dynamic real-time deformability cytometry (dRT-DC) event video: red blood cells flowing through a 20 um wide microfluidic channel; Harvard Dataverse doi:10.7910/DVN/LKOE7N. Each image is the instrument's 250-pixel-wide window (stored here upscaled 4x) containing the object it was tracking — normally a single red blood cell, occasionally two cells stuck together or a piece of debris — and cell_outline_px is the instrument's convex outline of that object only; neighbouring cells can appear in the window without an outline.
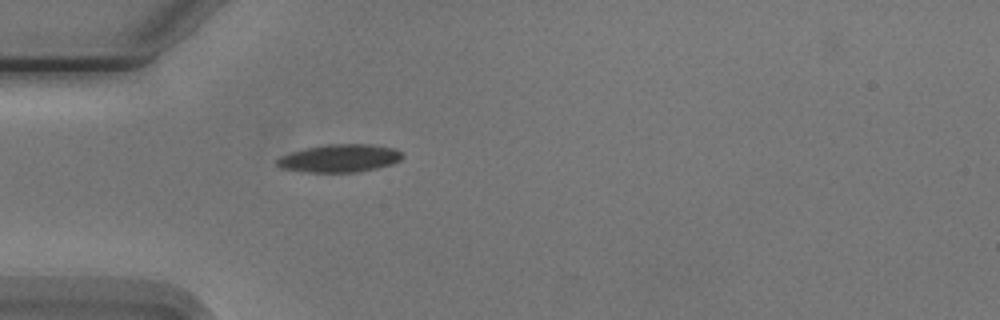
{"species": "Egyptian fruit bat (a non-hibernating species)", "species_latin": "Rousettus aegyptiacus", "temperature_condition": "cold", "stored_images_in_passage": 2, "camera_frame_rate_fps": 3000, "um_per_image_px": 0.085, "animal": {"sex": "male"}, "frame": {"image": 1, "passage_image": 2, "time_ms": 1.0, "image_size_px": [1000, 320], "cell_outline_px": [[404, 156], [400, 160], [392, 164], [376, 168], [356, 172], [308, 172], [280, 168], [276, 164], [276, 160], [280, 156], [304, 148], [328, 144], [368, 144], [392, 148], [400, 152]], "centroid_in_image_um": [28.84, 13.45], "position_along_channel_um": 56.2, "area_um2": 20.23}}